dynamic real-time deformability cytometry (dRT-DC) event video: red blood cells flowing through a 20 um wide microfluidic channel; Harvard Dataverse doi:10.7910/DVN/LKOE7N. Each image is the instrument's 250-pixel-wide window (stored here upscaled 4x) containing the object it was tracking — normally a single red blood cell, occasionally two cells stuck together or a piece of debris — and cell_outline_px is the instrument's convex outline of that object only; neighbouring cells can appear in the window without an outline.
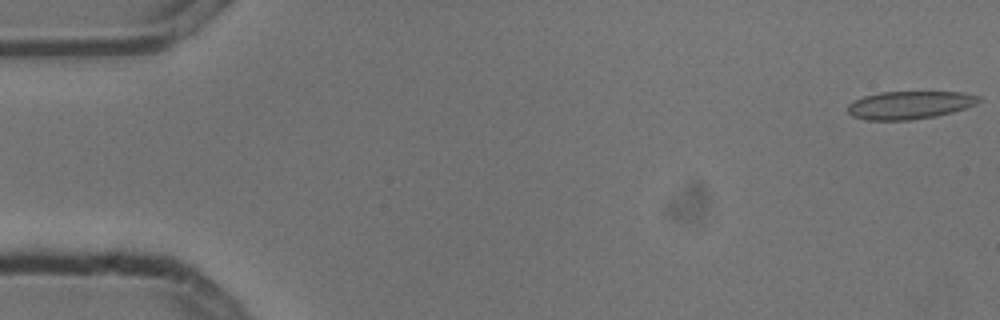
{"species": "common noctule bat (a hibernating species)", "species_latin": "Nyctalus noctula", "temperature_condition": "cold", "stored_images_in_passage": 4, "camera_frame_rate_fps": 3000, "um_per_image_px": 0.085, "animal": {"sex": "male", "body_mass_g": 13.3}, "frame": {"image": 1, "passage_image": 1, "time_ms": 0.0, "image_size_px": [1000, 320], "cell_outline_px": [[984, 100], [976, 104], [952, 112], [936, 116], [912, 120], [864, 120], [852, 116], [848, 112], [848, 104], [864, 96], [880, 92], [964, 92], [980, 96]], "centroid_in_image_um": [77.35, 8.93], "position_along_channel_um": 7.7, "area_um2": 21.44}}